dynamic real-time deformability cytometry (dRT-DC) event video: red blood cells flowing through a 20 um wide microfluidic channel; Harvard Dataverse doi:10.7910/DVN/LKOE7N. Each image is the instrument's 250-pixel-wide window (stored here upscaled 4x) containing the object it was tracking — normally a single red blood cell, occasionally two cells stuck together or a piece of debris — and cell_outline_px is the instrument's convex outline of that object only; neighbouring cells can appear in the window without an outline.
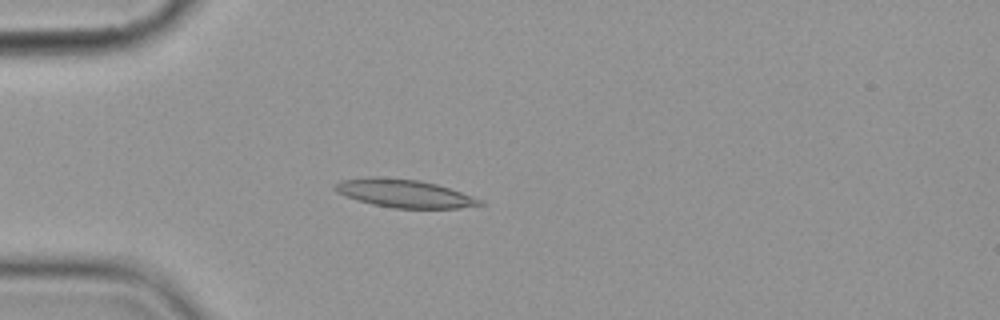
{"species": "common noctule bat (a hibernating species)", "species_latin": "Nyctalus noctula", "temperature_condition": "cold", "stored_images_in_passage": 6, "camera_frame_rate_fps": 3000, "um_per_image_px": 0.085, "animal": {"sex": "female", "body_mass_g": 19.9}, "frame": {"image": 1, "passage_image": 5, "time_ms": 4.667, "image_size_px": [1000, 320], "cell_outline_px": [[484, 204], [460, 208], [392, 208], [372, 204], [356, 200], [336, 192], [332, 188], [332, 184], [340, 180], [368, 176], [376, 176], [420, 180], [436, 184], [472, 196], [480, 200]], "centroid_in_image_um": [34.26, 16.43], "position_along_channel_um": 50.7, "area_um2": 23.81}}